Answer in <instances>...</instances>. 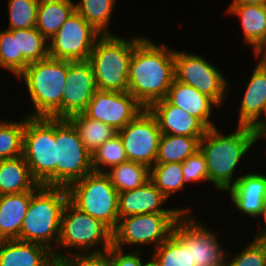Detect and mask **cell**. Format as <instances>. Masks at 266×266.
I'll return each mask as SVG.
<instances>
[{
	"instance_id": "obj_43",
	"label": "cell",
	"mask_w": 266,
	"mask_h": 266,
	"mask_svg": "<svg viewBox=\"0 0 266 266\" xmlns=\"http://www.w3.org/2000/svg\"><path fill=\"white\" fill-rule=\"evenodd\" d=\"M264 51V52H262ZM255 55L258 57L259 55L261 56V59L259 60V62L266 67V41L256 50V52H254ZM263 53V54H262Z\"/></svg>"
},
{
	"instance_id": "obj_46",
	"label": "cell",
	"mask_w": 266,
	"mask_h": 266,
	"mask_svg": "<svg viewBox=\"0 0 266 266\" xmlns=\"http://www.w3.org/2000/svg\"><path fill=\"white\" fill-rule=\"evenodd\" d=\"M151 260L147 263H142V266H160L156 259L152 256Z\"/></svg>"
},
{
	"instance_id": "obj_32",
	"label": "cell",
	"mask_w": 266,
	"mask_h": 266,
	"mask_svg": "<svg viewBox=\"0 0 266 266\" xmlns=\"http://www.w3.org/2000/svg\"><path fill=\"white\" fill-rule=\"evenodd\" d=\"M182 163H155L150 168V180L167 198L184 188Z\"/></svg>"
},
{
	"instance_id": "obj_29",
	"label": "cell",
	"mask_w": 266,
	"mask_h": 266,
	"mask_svg": "<svg viewBox=\"0 0 266 266\" xmlns=\"http://www.w3.org/2000/svg\"><path fill=\"white\" fill-rule=\"evenodd\" d=\"M110 170L105 174L119 193L134 190L150 180V168L142 163L126 161Z\"/></svg>"
},
{
	"instance_id": "obj_8",
	"label": "cell",
	"mask_w": 266,
	"mask_h": 266,
	"mask_svg": "<svg viewBox=\"0 0 266 266\" xmlns=\"http://www.w3.org/2000/svg\"><path fill=\"white\" fill-rule=\"evenodd\" d=\"M55 186L68 188L93 172L91 153L85 148L69 119L55 118Z\"/></svg>"
},
{
	"instance_id": "obj_22",
	"label": "cell",
	"mask_w": 266,
	"mask_h": 266,
	"mask_svg": "<svg viewBox=\"0 0 266 266\" xmlns=\"http://www.w3.org/2000/svg\"><path fill=\"white\" fill-rule=\"evenodd\" d=\"M35 191L0 195V240L18 239Z\"/></svg>"
},
{
	"instance_id": "obj_9",
	"label": "cell",
	"mask_w": 266,
	"mask_h": 266,
	"mask_svg": "<svg viewBox=\"0 0 266 266\" xmlns=\"http://www.w3.org/2000/svg\"><path fill=\"white\" fill-rule=\"evenodd\" d=\"M101 244H103L102 251L113 246V231L102 221L80 210L68 199L61 215L58 246L75 247L83 252Z\"/></svg>"
},
{
	"instance_id": "obj_6",
	"label": "cell",
	"mask_w": 266,
	"mask_h": 266,
	"mask_svg": "<svg viewBox=\"0 0 266 266\" xmlns=\"http://www.w3.org/2000/svg\"><path fill=\"white\" fill-rule=\"evenodd\" d=\"M22 156L40 185L55 186V118L26 117Z\"/></svg>"
},
{
	"instance_id": "obj_15",
	"label": "cell",
	"mask_w": 266,
	"mask_h": 266,
	"mask_svg": "<svg viewBox=\"0 0 266 266\" xmlns=\"http://www.w3.org/2000/svg\"><path fill=\"white\" fill-rule=\"evenodd\" d=\"M143 110L144 107L129 92L97 90L83 114L118 132Z\"/></svg>"
},
{
	"instance_id": "obj_37",
	"label": "cell",
	"mask_w": 266,
	"mask_h": 266,
	"mask_svg": "<svg viewBox=\"0 0 266 266\" xmlns=\"http://www.w3.org/2000/svg\"><path fill=\"white\" fill-rule=\"evenodd\" d=\"M229 261L225 260L224 266H266V239L254 238L239 255Z\"/></svg>"
},
{
	"instance_id": "obj_26",
	"label": "cell",
	"mask_w": 266,
	"mask_h": 266,
	"mask_svg": "<svg viewBox=\"0 0 266 266\" xmlns=\"http://www.w3.org/2000/svg\"><path fill=\"white\" fill-rule=\"evenodd\" d=\"M74 11L73 0H39L36 28L50 41Z\"/></svg>"
},
{
	"instance_id": "obj_1",
	"label": "cell",
	"mask_w": 266,
	"mask_h": 266,
	"mask_svg": "<svg viewBox=\"0 0 266 266\" xmlns=\"http://www.w3.org/2000/svg\"><path fill=\"white\" fill-rule=\"evenodd\" d=\"M175 50L156 45L145 37H134L129 63L128 92L147 109L165 99L175 79Z\"/></svg>"
},
{
	"instance_id": "obj_17",
	"label": "cell",
	"mask_w": 266,
	"mask_h": 266,
	"mask_svg": "<svg viewBox=\"0 0 266 266\" xmlns=\"http://www.w3.org/2000/svg\"><path fill=\"white\" fill-rule=\"evenodd\" d=\"M167 197L151 180L142 186L119 193V218L147 213H189L190 208L165 209L162 204Z\"/></svg>"
},
{
	"instance_id": "obj_11",
	"label": "cell",
	"mask_w": 266,
	"mask_h": 266,
	"mask_svg": "<svg viewBox=\"0 0 266 266\" xmlns=\"http://www.w3.org/2000/svg\"><path fill=\"white\" fill-rule=\"evenodd\" d=\"M174 72L175 80L193 86L218 106L225 98L224 91L228 89L229 84L227 79L202 56L175 51Z\"/></svg>"
},
{
	"instance_id": "obj_41",
	"label": "cell",
	"mask_w": 266,
	"mask_h": 266,
	"mask_svg": "<svg viewBox=\"0 0 266 266\" xmlns=\"http://www.w3.org/2000/svg\"><path fill=\"white\" fill-rule=\"evenodd\" d=\"M111 259L113 266H142L140 250L124 254L123 249L115 246L110 248Z\"/></svg>"
},
{
	"instance_id": "obj_5",
	"label": "cell",
	"mask_w": 266,
	"mask_h": 266,
	"mask_svg": "<svg viewBox=\"0 0 266 266\" xmlns=\"http://www.w3.org/2000/svg\"><path fill=\"white\" fill-rule=\"evenodd\" d=\"M134 38L125 40L114 34L101 35L88 61L91 63L98 90L128 92L129 63Z\"/></svg>"
},
{
	"instance_id": "obj_16",
	"label": "cell",
	"mask_w": 266,
	"mask_h": 266,
	"mask_svg": "<svg viewBox=\"0 0 266 266\" xmlns=\"http://www.w3.org/2000/svg\"><path fill=\"white\" fill-rule=\"evenodd\" d=\"M97 90L91 63L70 61L62 95V119L83 113Z\"/></svg>"
},
{
	"instance_id": "obj_25",
	"label": "cell",
	"mask_w": 266,
	"mask_h": 266,
	"mask_svg": "<svg viewBox=\"0 0 266 266\" xmlns=\"http://www.w3.org/2000/svg\"><path fill=\"white\" fill-rule=\"evenodd\" d=\"M227 11L240 16L245 41L256 52L266 41V5L231 4Z\"/></svg>"
},
{
	"instance_id": "obj_23",
	"label": "cell",
	"mask_w": 266,
	"mask_h": 266,
	"mask_svg": "<svg viewBox=\"0 0 266 266\" xmlns=\"http://www.w3.org/2000/svg\"><path fill=\"white\" fill-rule=\"evenodd\" d=\"M265 102L266 67L258 62L241 100L238 125L252 126L262 117Z\"/></svg>"
},
{
	"instance_id": "obj_2",
	"label": "cell",
	"mask_w": 266,
	"mask_h": 266,
	"mask_svg": "<svg viewBox=\"0 0 266 266\" xmlns=\"http://www.w3.org/2000/svg\"><path fill=\"white\" fill-rule=\"evenodd\" d=\"M259 139L260 135L247 125H238V129L228 135L221 134L216 127L207 129L199 150L206 159L208 182L221 191L231 188L239 178L233 179L239 161Z\"/></svg>"
},
{
	"instance_id": "obj_28",
	"label": "cell",
	"mask_w": 266,
	"mask_h": 266,
	"mask_svg": "<svg viewBox=\"0 0 266 266\" xmlns=\"http://www.w3.org/2000/svg\"><path fill=\"white\" fill-rule=\"evenodd\" d=\"M202 137L161 134L156 163H183L199 150Z\"/></svg>"
},
{
	"instance_id": "obj_19",
	"label": "cell",
	"mask_w": 266,
	"mask_h": 266,
	"mask_svg": "<svg viewBox=\"0 0 266 266\" xmlns=\"http://www.w3.org/2000/svg\"><path fill=\"white\" fill-rule=\"evenodd\" d=\"M55 261L46 246L18 239L0 240V266H50Z\"/></svg>"
},
{
	"instance_id": "obj_40",
	"label": "cell",
	"mask_w": 266,
	"mask_h": 266,
	"mask_svg": "<svg viewBox=\"0 0 266 266\" xmlns=\"http://www.w3.org/2000/svg\"><path fill=\"white\" fill-rule=\"evenodd\" d=\"M69 266H113L110 248L106 251L98 249L89 254L76 253L64 260Z\"/></svg>"
},
{
	"instance_id": "obj_10",
	"label": "cell",
	"mask_w": 266,
	"mask_h": 266,
	"mask_svg": "<svg viewBox=\"0 0 266 266\" xmlns=\"http://www.w3.org/2000/svg\"><path fill=\"white\" fill-rule=\"evenodd\" d=\"M183 213H147L119 218L113 230V246L152 244L157 248L172 234Z\"/></svg>"
},
{
	"instance_id": "obj_18",
	"label": "cell",
	"mask_w": 266,
	"mask_h": 266,
	"mask_svg": "<svg viewBox=\"0 0 266 266\" xmlns=\"http://www.w3.org/2000/svg\"><path fill=\"white\" fill-rule=\"evenodd\" d=\"M147 109L156 118L161 134L203 137L207 130L197 118L166 98L152 103Z\"/></svg>"
},
{
	"instance_id": "obj_48",
	"label": "cell",
	"mask_w": 266,
	"mask_h": 266,
	"mask_svg": "<svg viewBox=\"0 0 266 266\" xmlns=\"http://www.w3.org/2000/svg\"><path fill=\"white\" fill-rule=\"evenodd\" d=\"M260 137H261V138H262V137H263V138H264V137L266 138V131L263 132L262 135H261Z\"/></svg>"
},
{
	"instance_id": "obj_7",
	"label": "cell",
	"mask_w": 266,
	"mask_h": 266,
	"mask_svg": "<svg viewBox=\"0 0 266 266\" xmlns=\"http://www.w3.org/2000/svg\"><path fill=\"white\" fill-rule=\"evenodd\" d=\"M69 200L112 231L119 220V192L105 173L92 172L71 184Z\"/></svg>"
},
{
	"instance_id": "obj_34",
	"label": "cell",
	"mask_w": 266,
	"mask_h": 266,
	"mask_svg": "<svg viewBox=\"0 0 266 266\" xmlns=\"http://www.w3.org/2000/svg\"><path fill=\"white\" fill-rule=\"evenodd\" d=\"M126 161L127 155L118 133L91 153L93 172L105 173V166L111 168Z\"/></svg>"
},
{
	"instance_id": "obj_21",
	"label": "cell",
	"mask_w": 266,
	"mask_h": 266,
	"mask_svg": "<svg viewBox=\"0 0 266 266\" xmlns=\"http://www.w3.org/2000/svg\"><path fill=\"white\" fill-rule=\"evenodd\" d=\"M166 99L175 106H178L191 116L197 118L207 129L215 127L210 121L212 107L218 106L207 95L199 92L193 86L183 84L174 79Z\"/></svg>"
},
{
	"instance_id": "obj_24",
	"label": "cell",
	"mask_w": 266,
	"mask_h": 266,
	"mask_svg": "<svg viewBox=\"0 0 266 266\" xmlns=\"http://www.w3.org/2000/svg\"><path fill=\"white\" fill-rule=\"evenodd\" d=\"M40 186L23 156L0 160V195L36 191Z\"/></svg>"
},
{
	"instance_id": "obj_30",
	"label": "cell",
	"mask_w": 266,
	"mask_h": 266,
	"mask_svg": "<svg viewBox=\"0 0 266 266\" xmlns=\"http://www.w3.org/2000/svg\"><path fill=\"white\" fill-rule=\"evenodd\" d=\"M69 120L78 130L83 145L90 153L117 134L108 124L89 119L83 113L75 114Z\"/></svg>"
},
{
	"instance_id": "obj_39",
	"label": "cell",
	"mask_w": 266,
	"mask_h": 266,
	"mask_svg": "<svg viewBox=\"0 0 266 266\" xmlns=\"http://www.w3.org/2000/svg\"><path fill=\"white\" fill-rule=\"evenodd\" d=\"M182 170L184 175V187L185 183L198 182L202 180L208 181V169L205 156L200 150L189 156L182 163Z\"/></svg>"
},
{
	"instance_id": "obj_20",
	"label": "cell",
	"mask_w": 266,
	"mask_h": 266,
	"mask_svg": "<svg viewBox=\"0 0 266 266\" xmlns=\"http://www.w3.org/2000/svg\"><path fill=\"white\" fill-rule=\"evenodd\" d=\"M228 191L236 209L252 217L261 216L266 199V176L256 173L242 175Z\"/></svg>"
},
{
	"instance_id": "obj_38",
	"label": "cell",
	"mask_w": 266,
	"mask_h": 266,
	"mask_svg": "<svg viewBox=\"0 0 266 266\" xmlns=\"http://www.w3.org/2000/svg\"><path fill=\"white\" fill-rule=\"evenodd\" d=\"M0 67L12 71L18 77V45L13 30L0 31Z\"/></svg>"
},
{
	"instance_id": "obj_4",
	"label": "cell",
	"mask_w": 266,
	"mask_h": 266,
	"mask_svg": "<svg viewBox=\"0 0 266 266\" xmlns=\"http://www.w3.org/2000/svg\"><path fill=\"white\" fill-rule=\"evenodd\" d=\"M69 60L46 59L30 63L18 76L26 83L34 105L29 117L62 119V95L66 84Z\"/></svg>"
},
{
	"instance_id": "obj_33",
	"label": "cell",
	"mask_w": 266,
	"mask_h": 266,
	"mask_svg": "<svg viewBox=\"0 0 266 266\" xmlns=\"http://www.w3.org/2000/svg\"><path fill=\"white\" fill-rule=\"evenodd\" d=\"M26 117L20 122L0 121V160L22 156Z\"/></svg>"
},
{
	"instance_id": "obj_27",
	"label": "cell",
	"mask_w": 266,
	"mask_h": 266,
	"mask_svg": "<svg viewBox=\"0 0 266 266\" xmlns=\"http://www.w3.org/2000/svg\"><path fill=\"white\" fill-rule=\"evenodd\" d=\"M18 45V76L32 63L49 57L47 39L36 27L13 30Z\"/></svg>"
},
{
	"instance_id": "obj_13",
	"label": "cell",
	"mask_w": 266,
	"mask_h": 266,
	"mask_svg": "<svg viewBox=\"0 0 266 266\" xmlns=\"http://www.w3.org/2000/svg\"><path fill=\"white\" fill-rule=\"evenodd\" d=\"M190 217L188 213L182 214L172 233L186 247H191V266H224L225 249L219 244L215 233L194 220L196 217Z\"/></svg>"
},
{
	"instance_id": "obj_42",
	"label": "cell",
	"mask_w": 266,
	"mask_h": 266,
	"mask_svg": "<svg viewBox=\"0 0 266 266\" xmlns=\"http://www.w3.org/2000/svg\"><path fill=\"white\" fill-rule=\"evenodd\" d=\"M263 113L266 116V102L264 105ZM251 127L261 136L262 133L266 131V120L259 119Z\"/></svg>"
},
{
	"instance_id": "obj_35",
	"label": "cell",
	"mask_w": 266,
	"mask_h": 266,
	"mask_svg": "<svg viewBox=\"0 0 266 266\" xmlns=\"http://www.w3.org/2000/svg\"><path fill=\"white\" fill-rule=\"evenodd\" d=\"M160 266H191V247H186L173 233L152 255Z\"/></svg>"
},
{
	"instance_id": "obj_47",
	"label": "cell",
	"mask_w": 266,
	"mask_h": 266,
	"mask_svg": "<svg viewBox=\"0 0 266 266\" xmlns=\"http://www.w3.org/2000/svg\"><path fill=\"white\" fill-rule=\"evenodd\" d=\"M50 266H69L64 260H55Z\"/></svg>"
},
{
	"instance_id": "obj_36",
	"label": "cell",
	"mask_w": 266,
	"mask_h": 266,
	"mask_svg": "<svg viewBox=\"0 0 266 266\" xmlns=\"http://www.w3.org/2000/svg\"><path fill=\"white\" fill-rule=\"evenodd\" d=\"M9 30L36 27L39 0H9Z\"/></svg>"
},
{
	"instance_id": "obj_12",
	"label": "cell",
	"mask_w": 266,
	"mask_h": 266,
	"mask_svg": "<svg viewBox=\"0 0 266 266\" xmlns=\"http://www.w3.org/2000/svg\"><path fill=\"white\" fill-rule=\"evenodd\" d=\"M101 36L76 10L50 39L49 57L69 61H87Z\"/></svg>"
},
{
	"instance_id": "obj_3",
	"label": "cell",
	"mask_w": 266,
	"mask_h": 266,
	"mask_svg": "<svg viewBox=\"0 0 266 266\" xmlns=\"http://www.w3.org/2000/svg\"><path fill=\"white\" fill-rule=\"evenodd\" d=\"M68 199L67 188L41 185L31 196L18 240L44 245L55 260H65L68 255L56 251L54 245H58L61 215Z\"/></svg>"
},
{
	"instance_id": "obj_45",
	"label": "cell",
	"mask_w": 266,
	"mask_h": 266,
	"mask_svg": "<svg viewBox=\"0 0 266 266\" xmlns=\"http://www.w3.org/2000/svg\"><path fill=\"white\" fill-rule=\"evenodd\" d=\"M231 4L266 5V0H234Z\"/></svg>"
},
{
	"instance_id": "obj_14",
	"label": "cell",
	"mask_w": 266,
	"mask_h": 266,
	"mask_svg": "<svg viewBox=\"0 0 266 266\" xmlns=\"http://www.w3.org/2000/svg\"><path fill=\"white\" fill-rule=\"evenodd\" d=\"M117 133L128 161L142 163L149 168L156 163L161 131L148 109H144Z\"/></svg>"
},
{
	"instance_id": "obj_31",
	"label": "cell",
	"mask_w": 266,
	"mask_h": 266,
	"mask_svg": "<svg viewBox=\"0 0 266 266\" xmlns=\"http://www.w3.org/2000/svg\"><path fill=\"white\" fill-rule=\"evenodd\" d=\"M115 2L116 0H81L75 4V10L101 35H110L107 27Z\"/></svg>"
},
{
	"instance_id": "obj_44",
	"label": "cell",
	"mask_w": 266,
	"mask_h": 266,
	"mask_svg": "<svg viewBox=\"0 0 266 266\" xmlns=\"http://www.w3.org/2000/svg\"><path fill=\"white\" fill-rule=\"evenodd\" d=\"M261 215L264 217V222L266 223V199L264 200V205H263V210ZM255 238H264L266 239V227L265 228H260L259 233L256 235Z\"/></svg>"
}]
</instances>
